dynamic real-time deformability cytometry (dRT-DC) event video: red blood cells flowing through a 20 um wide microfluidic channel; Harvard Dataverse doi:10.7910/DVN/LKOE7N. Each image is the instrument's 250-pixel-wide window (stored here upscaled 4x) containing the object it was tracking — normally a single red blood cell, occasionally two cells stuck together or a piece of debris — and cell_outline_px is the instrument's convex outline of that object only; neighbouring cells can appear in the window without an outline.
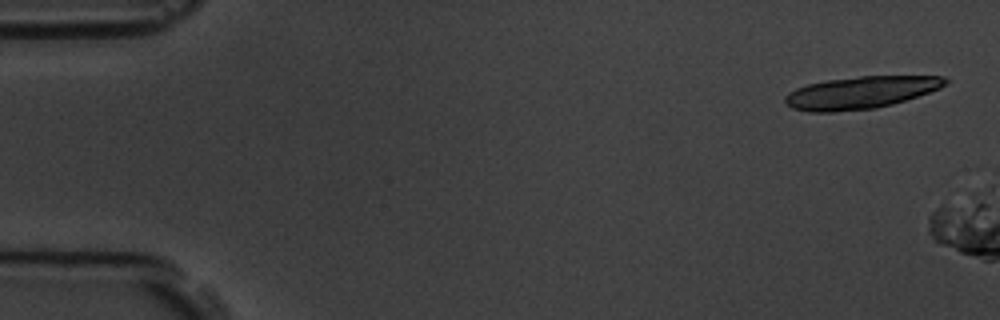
{"species": "common noctule bat (a hibernating species)", "species_latin": "Nyctalus noctula", "temperature_condition": "room temperature", "stored_images_in_passage": 4, "camera_frame_rate_fps": 3000, "um_per_image_px": 0.085, "animal": {"sex": "male", "body_mass_g": 19.5, "forearm_length_mm": 54.6}, "frame": {"image": 1, "passage_image": 1, "time_ms": 0.0, "image_size_px": [1000, 320], "cell_outline_px": [[948, 80], [940, 88], [892, 104], [876, 108], [832, 112], [808, 112], [792, 108], [784, 100], [784, 96], [788, 92], [796, 88], [808, 84], [828, 80], [860, 76], [944, 76]], "centroid_in_image_um": [73.11, 7.87], "position_along_channel_um": 11.9, "area_um2": 29.88}}